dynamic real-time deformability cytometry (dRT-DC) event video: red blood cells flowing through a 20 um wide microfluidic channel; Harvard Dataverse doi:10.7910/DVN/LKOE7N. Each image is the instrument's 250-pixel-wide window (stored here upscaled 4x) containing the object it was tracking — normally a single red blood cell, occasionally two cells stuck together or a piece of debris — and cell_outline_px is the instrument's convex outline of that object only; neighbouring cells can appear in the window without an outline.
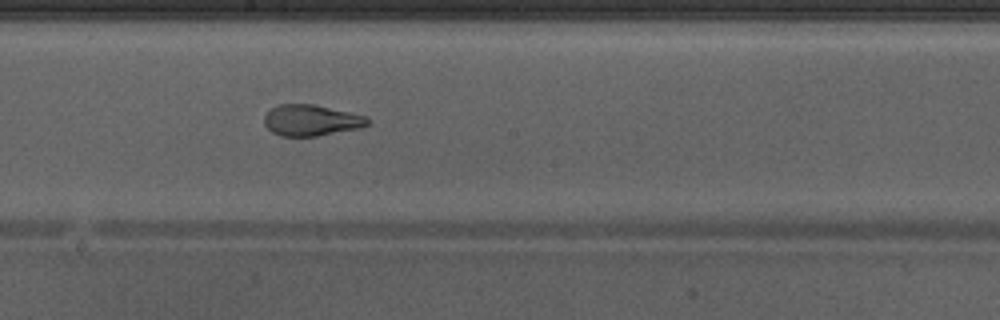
{"species": "Egyptian fruit bat (a non-hibernating species)", "species_latin": "Rousettus aegyptiacus", "temperature_condition": "warm", "stored_images_in_passage": 49, "camera_frame_rate_fps": 3000, "um_per_image_px": 0.085, "animal": {"sex": "male"}, "frame": {"image": 1, "passage_image": 28, "time_ms": 9.0, "image_size_px": [1000, 320], "cell_outline_px": [[372, 120], [368, 124], [360, 128], [316, 136], [280, 136], [272, 132], [264, 124], [264, 116], [272, 108], [280, 104], [312, 104], [368, 116]], "centroid_in_image_um": [26.47, 10.23], "position_along_channel_um": 221.7, "area_um2": 18.73}, "authors_computed_cell_mechanics": {"area_um2": 23.4668, "velocity_mm_per_s": 4.2682, "shape_relaxation_time_tau1_ms": null, "shape_relaxation_time_tau2_ms": 0.9958, "deformation_change_tau1": null, "deformation_change_tau2": 0.083}}